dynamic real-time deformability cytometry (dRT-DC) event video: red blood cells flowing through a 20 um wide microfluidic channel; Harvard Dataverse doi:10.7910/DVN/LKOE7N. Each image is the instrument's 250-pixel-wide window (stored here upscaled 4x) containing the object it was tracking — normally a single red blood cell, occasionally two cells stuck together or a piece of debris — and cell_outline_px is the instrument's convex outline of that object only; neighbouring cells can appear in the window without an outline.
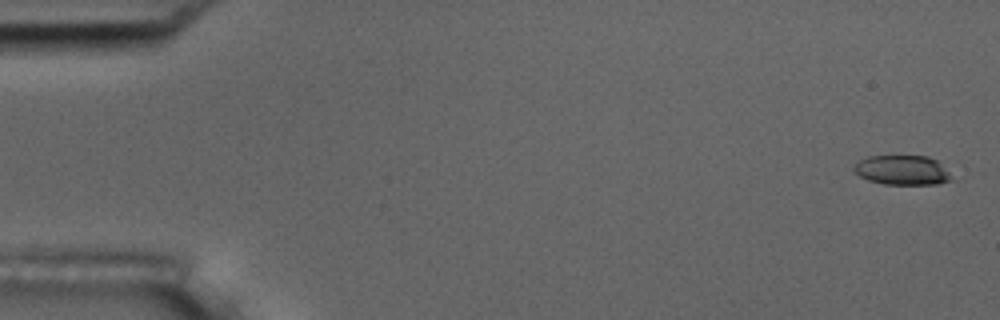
{"species": "common noctule bat (a hibernating species)", "species_latin": "Nyctalus noctula", "temperature_condition": "room temperature", "stored_images_in_passage": 6, "camera_frame_rate_fps": 3000, "um_per_image_px": 0.085, "animal": {"sex": "male", "body_mass_g": 17.5, "forearm_length_mm": 52.3}, "frame": {"image": 1, "passage_image": 1, "time_ms": 0.0, "image_size_px": [1000, 320], "cell_outline_px": [[952, 180], [936, 184], [884, 184], [868, 180], [860, 176], [852, 168], [860, 160], [868, 156], [928, 156], [936, 160], [948, 172]], "centroid_in_image_um": [76.67, 14.46], "position_along_channel_um": 8.3, "area_um2": 16.59}}
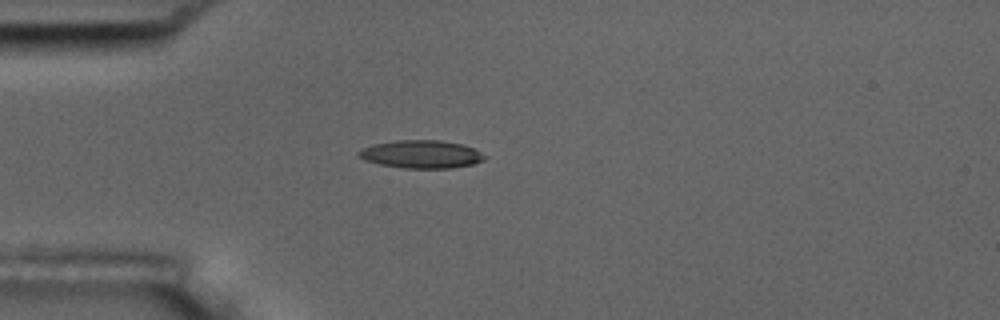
{"frame": {"image": 2, "passage_image": 5, "time_ms": 4.667, "image_size_px": [1000, 320], "cell_outline_px": [[488, 156], [484, 160], [472, 164], [452, 168], [404, 168], [380, 164], [364, 160], [356, 152], [360, 148], [372, 144], [396, 140], [440, 140], [464, 144], [476, 148]], "centroid_in_image_um": [35.84, 13.1], "position_along_channel_um": 49.2, "area_um2": 20.81}}